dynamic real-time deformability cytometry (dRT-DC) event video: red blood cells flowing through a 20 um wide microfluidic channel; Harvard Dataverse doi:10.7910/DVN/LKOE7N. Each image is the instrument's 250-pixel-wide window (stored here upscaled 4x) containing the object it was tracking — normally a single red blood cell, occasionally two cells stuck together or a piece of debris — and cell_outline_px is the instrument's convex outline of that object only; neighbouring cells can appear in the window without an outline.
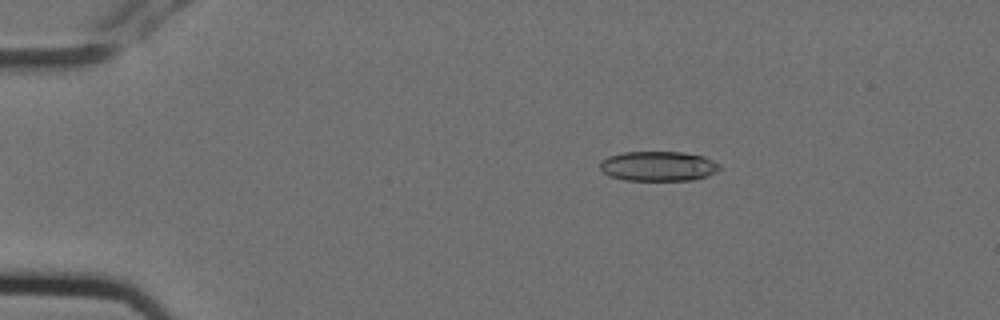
{"species": "Egyptian fruit bat (a non-hibernating species)", "species_latin": "Rousettus aegyptiacus", "temperature_condition": "cold", "stored_images_in_passage": 5, "camera_frame_rate_fps": 3000, "um_per_image_px": 0.085, "animal": {"sex": "female"}, "frame": {"image": 1, "passage_image": 2, "time_ms": 0.333, "image_size_px": [1000, 320], "cell_outline_px": [[720, 168], [716, 172], [708, 176], [696, 180], [624, 180], [612, 176], [604, 172], [600, 168], [600, 164], [608, 156], [624, 152], [680, 152], [704, 156], [720, 164]], "centroid_in_image_um": [56.0, 14.12], "position_along_channel_um": 29.0, "area_um2": 20.69}}
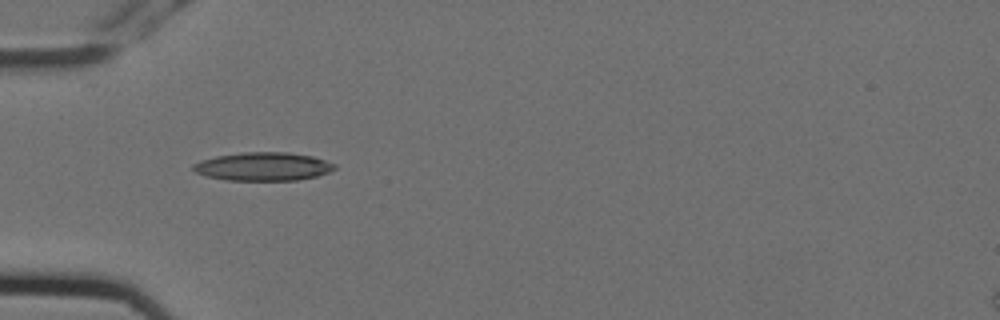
{"frame": {"image": 2, "passage_image": 4, "time_ms": 1.0, "image_size_px": [1000, 320], "cell_outline_px": [[336, 168], [328, 172], [316, 176], [296, 180], [224, 180], [204, 176], [196, 172], [192, 168], [192, 164], [200, 160], [216, 156], [240, 152], [288, 152], [312, 156], [336, 164]], "centroid_in_image_um": [22.32, 14.15], "position_along_channel_um": 62.7, "area_um2": 23.47}}
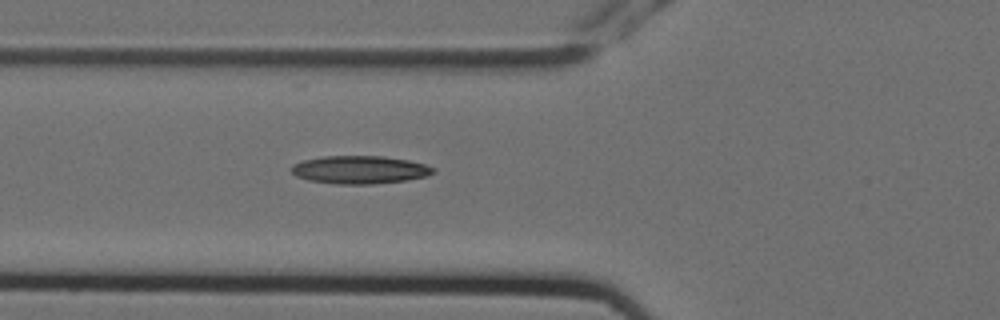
{"frame": {"image": 3, "passage_image": 5, "time_ms": 1.333, "image_size_px": [1000, 320], "cell_outline_px": [[436, 172], [428, 176], [408, 180], [372, 184], [336, 184], [308, 180], [296, 176], [288, 168], [292, 164], [304, 160], [320, 156], [384, 156], [408, 160], [424, 164], [436, 168]], "centroid_in_image_um": [30.58, 14.43], "position_along_channel_um": 95.2, "area_um2": 23.41}}